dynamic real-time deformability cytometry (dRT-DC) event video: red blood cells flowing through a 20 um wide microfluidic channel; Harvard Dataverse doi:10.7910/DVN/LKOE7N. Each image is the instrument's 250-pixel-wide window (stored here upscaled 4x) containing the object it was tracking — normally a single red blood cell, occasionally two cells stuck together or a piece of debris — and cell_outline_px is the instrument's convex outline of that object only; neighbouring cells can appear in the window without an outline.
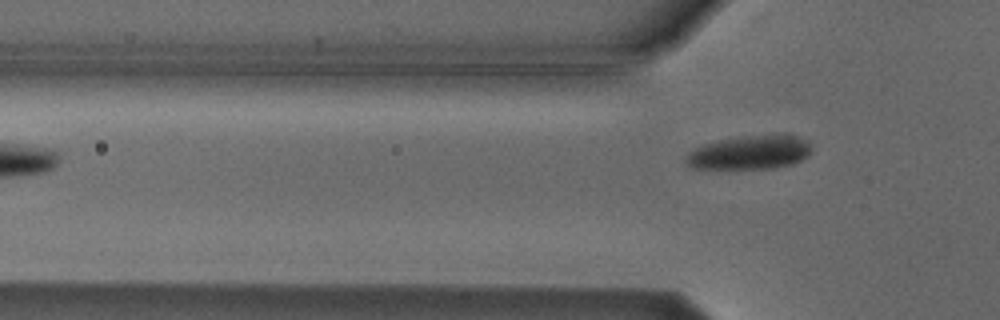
{"species": "Egyptian fruit bat (a non-hibernating species)", "species_latin": "Rousettus aegyptiacus", "temperature_condition": "cold", "stored_images_in_passage": 5, "camera_frame_rate_fps": 3000, "um_per_image_px": 0.085, "animal": {"sex": "male"}, "frame": {"image": 1, "passage_image": 5, "time_ms": 5.0, "image_size_px": [1000, 320], "cell_outline_px": [[812, 152], [808, 156], [792, 164], [772, 168], [692, 168], [684, 160], [684, 156], [692, 148], [704, 144], [740, 136], [796, 136], [808, 140], [812, 144]], "centroid_in_image_um": [63.72, 12.97], "position_along_channel_um": 62.1, "area_um2": 24.57}}